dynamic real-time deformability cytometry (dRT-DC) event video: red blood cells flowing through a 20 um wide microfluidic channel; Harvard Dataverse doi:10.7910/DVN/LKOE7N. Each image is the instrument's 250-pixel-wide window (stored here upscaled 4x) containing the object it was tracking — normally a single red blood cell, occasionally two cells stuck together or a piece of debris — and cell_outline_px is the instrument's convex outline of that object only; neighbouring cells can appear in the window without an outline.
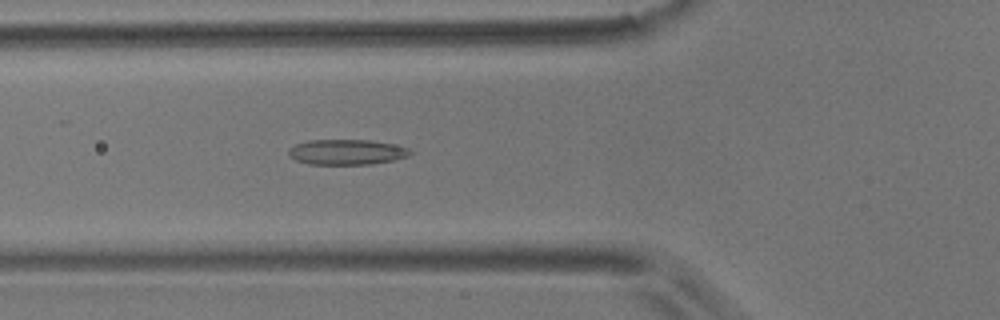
{"species": "common noctule bat (a hibernating species)", "species_latin": "Nyctalus noctula", "temperature_condition": "room temperature", "stored_images_in_passage": 4, "camera_frame_rate_fps": 3000, "um_per_image_px": 0.085, "animal": {"sex": "male", "body_mass_g": 17.9}, "frame": {"image": 1, "passage_image": 4, "time_ms": 1.0, "image_size_px": [1000, 320], "cell_outline_px": [[412, 152], [408, 156], [392, 160], [372, 164], [308, 164], [296, 160], [288, 156], [288, 148], [296, 144], [308, 140], [368, 140], [392, 144], [408, 148]], "centroid_in_image_um": [29.42, 12.92], "position_along_channel_um": 96.4, "area_um2": 17.86}}